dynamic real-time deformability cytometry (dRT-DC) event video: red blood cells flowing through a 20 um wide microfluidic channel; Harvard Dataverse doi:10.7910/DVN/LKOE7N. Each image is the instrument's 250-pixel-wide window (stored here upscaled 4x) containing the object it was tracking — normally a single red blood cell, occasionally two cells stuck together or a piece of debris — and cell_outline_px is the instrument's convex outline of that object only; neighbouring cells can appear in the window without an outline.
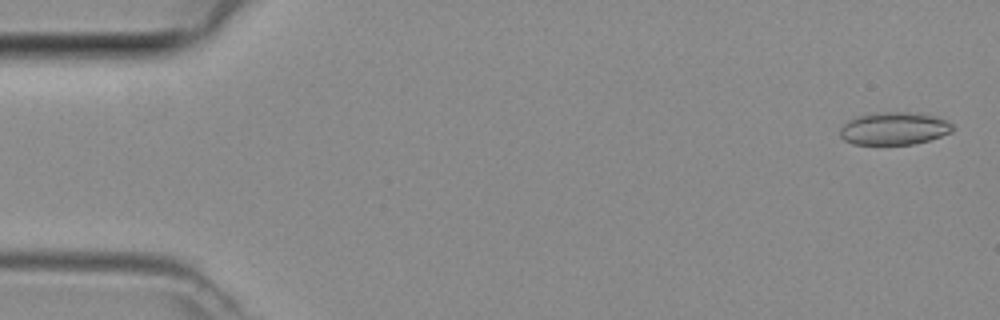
{"species": "common noctule bat (a hibernating species)", "species_latin": "Nyctalus noctula", "temperature_condition": "room temperature", "stored_images_in_passage": 47, "camera_frame_rate_fps": 3000, "um_per_image_px": 0.085, "animal": {"sex": "female", "body_mass_g": 29.2, "forearm_length_mm": 56.3}, "frame": {"image": 1, "passage_image": 2, "time_ms": 0.333, "image_size_px": [1000, 320], "cell_outline_px": [[952, 132], [928, 140], [912, 144], [852, 144], [844, 140], [840, 136], [840, 128], [848, 120], [856, 116], [880, 112], [908, 112], [932, 116], [944, 120], [952, 124]], "centroid_in_image_um": [75.94, 10.92], "position_along_channel_um": 9.1, "area_um2": 21.15}}
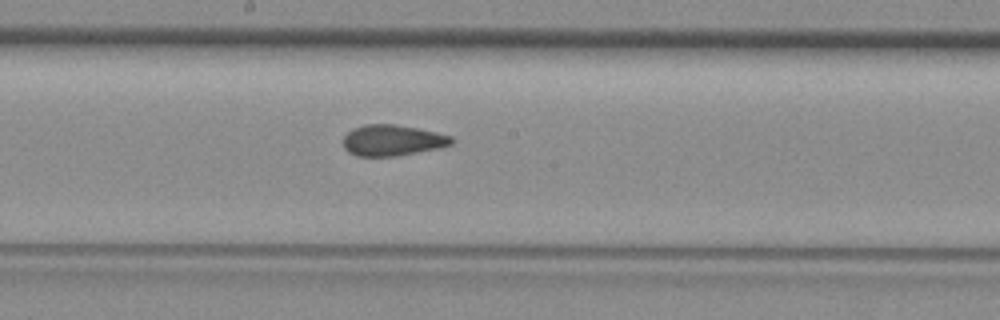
{"frame": {"image": 2, "passage_image": 25, "time_ms": 8.0, "image_size_px": [1000, 320], "cell_outline_px": [[456, 140], [452, 144], [440, 148], [396, 156], [356, 156], [348, 152], [344, 148], [344, 136], [352, 128], [364, 124], [396, 124], [436, 132], [452, 136]], "centroid_in_image_um": [33.37, 11.92], "position_along_channel_um": 214.8, "area_um2": 19.71}}
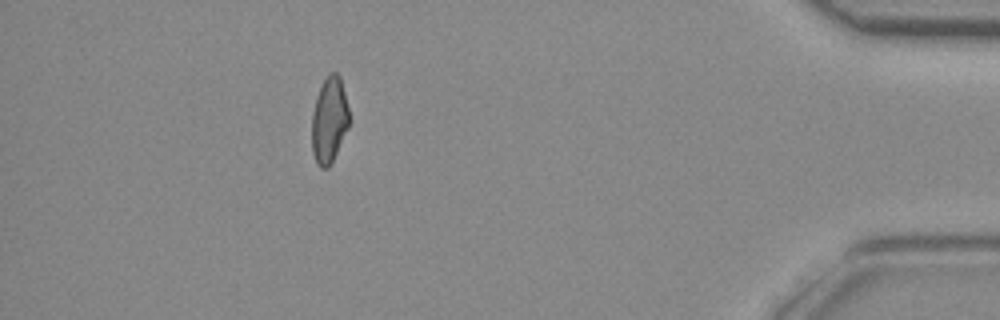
{"frame": {"image": 3, "passage_image": 42, "time_ms": 13.667, "image_size_px": [1000, 320], "cell_outline_px": [[348, 128], [328, 168], [320, 168], [316, 164], [312, 152], [312, 112], [316, 96], [328, 72], [336, 72], [340, 76], [348, 108]], "centroid_in_image_um": [27.96, 10.2], "position_along_channel_um": 407.2, "area_um2": 18.55}}